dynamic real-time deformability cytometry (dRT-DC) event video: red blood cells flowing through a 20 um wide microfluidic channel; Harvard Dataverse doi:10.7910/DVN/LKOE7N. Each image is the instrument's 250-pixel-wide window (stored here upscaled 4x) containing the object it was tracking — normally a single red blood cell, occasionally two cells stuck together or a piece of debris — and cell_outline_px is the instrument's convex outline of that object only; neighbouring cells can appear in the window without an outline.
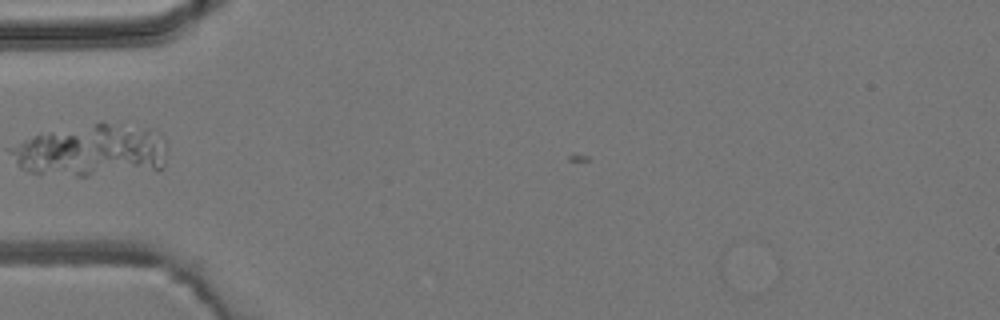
{"species": "common noctule bat (a hibernating species)", "species_latin": "Nyctalus noctula", "temperature_condition": "room temperature", "stored_images_in_passage": 5, "camera_frame_rate_fps": 3000, "um_per_image_px": 0.085, "animal": {"sex": "male", "body_mass_g": 19.2, "forearm_length_mm": 51.8}, "frame": {"image": 1, "passage_image": 4, "time_ms": 3.333, "image_size_px": [1000, 320], "cell_outline_px": [[164, 164], [160, 168], [152, 168], [100, 160], [92, 148], [92, 144], [96, 124], [100, 120], [156, 128], [164, 144]], "centroid_in_image_um": [10.93, 12.28], "position_along_channel_um": 74.1, "area_um2": 19.59}}